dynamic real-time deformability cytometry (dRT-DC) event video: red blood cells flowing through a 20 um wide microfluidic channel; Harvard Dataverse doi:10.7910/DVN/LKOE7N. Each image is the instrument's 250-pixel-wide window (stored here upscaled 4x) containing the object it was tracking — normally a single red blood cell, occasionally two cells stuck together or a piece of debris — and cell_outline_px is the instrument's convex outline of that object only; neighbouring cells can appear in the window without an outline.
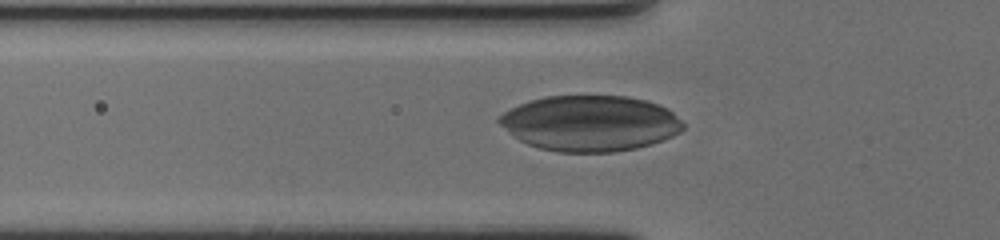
{"species": "human", "species_latin": "Homo sapiens", "temperature_condition": "cold", "stored_images_in_passage": 39, "camera_frame_rate_fps": 3000, "um_per_image_px": 0.085, "donor": {"sex": "female"}, "frame": {"image": 1, "passage_image": 9, "time_ms": 2.667, "image_size_px": [1000, 240], "cell_outline_px": [[684, 128], [680, 132], [664, 140], [652, 144], [636, 148], [612, 152], [556, 152], [540, 148], [528, 144], [520, 140], [508, 132], [496, 120], [496, 116], [520, 104], [544, 96], [624, 96], [648, 100], [660, 104], [668, 108], [684, 124]], "centroid_in_image_um": [50.17, 10.48], "position_along_channel_um": 75.6, "area_um2": 59.82}}
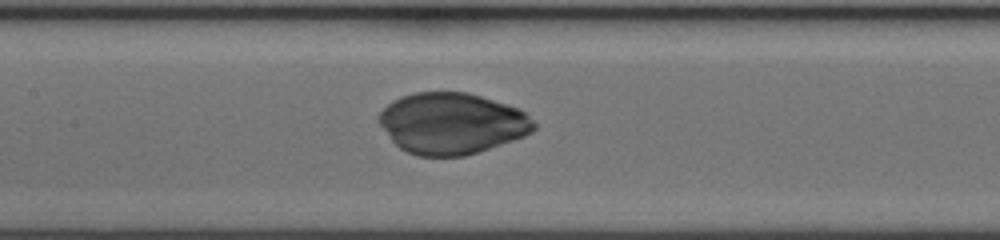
{"frame": {"image": 2, "passage_image": 17, "time_ms": 5.333, "image_size_px": [1000, 240], "cell_outline_px": [[536, 128], [532, 132], [524, 136], [464, 156], [416, 156], [400, 148], [392, 140], [380, 124], [380, 112], [392, 100], [400, 96], [416, 92], [468, 92], [516, 108], [524, 112], [536, 124]], "centroid_in_image_um": [38.39, 10.48], "position_along_channel_um": 169.0, "area_um2": 54.68}}
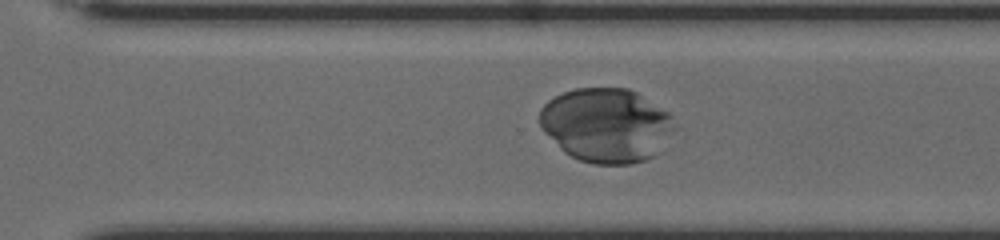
{"frame": {"image": 3, "passage_image": 30, "time_ms": 9.667, "image_size_px": [1000, 240], "cell_outline_px": [[676, 128], [652, 156], [644, 160], [632, 164], [592, 164], [580, 160], [564, 152], [540, 128], [540, 108], [548, 100], [564, 92], [576, 88], [628, 88], [636, 92], [668, 112], [672, 116]], "centroid_in_image_um": [51.51, 10.63], "position_along_channel_um": 319.1, "area_um2": 57.97}}